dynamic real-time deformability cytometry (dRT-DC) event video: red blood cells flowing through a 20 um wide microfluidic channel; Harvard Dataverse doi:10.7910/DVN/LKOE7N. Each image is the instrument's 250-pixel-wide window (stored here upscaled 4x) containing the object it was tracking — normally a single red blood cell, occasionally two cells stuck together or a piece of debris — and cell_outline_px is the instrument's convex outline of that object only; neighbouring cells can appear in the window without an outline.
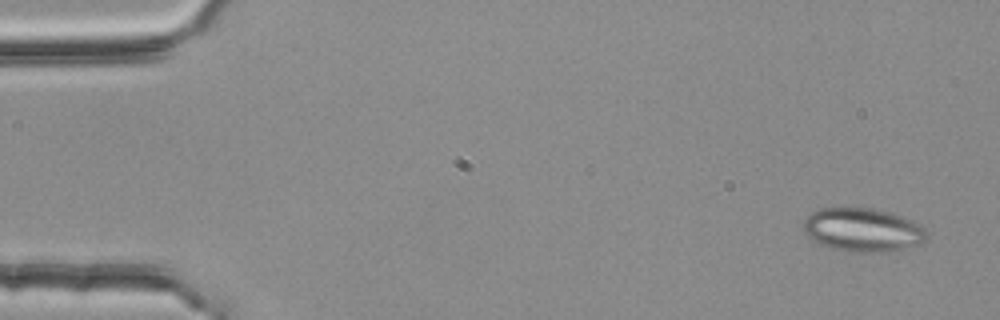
{"species": "common noctule bat (a hibernating species)", "species_latin": "Nyctalus noctula", "temperature_condition": "room temperature", "stored_images_in_passage": 4, "camera_frame_rate_fps": 3000, "um_per_image_px": 0.085, "animal": {"sex": "female", "body_mass_g": 25.1}, "frame": {"image": 1, "passage_image": 1, "time_ms": 0.0, "image_size_px": [1000, 320], "cell_outline_px": [[928, 236], [920, 244], [900, 252], [848, 252], [832, 248], [820, 244], [812, 240], [804, 232], [804, 220], [812, 212], [820, 208], [872, 208], [892, 212], [912, 220], [920, 224], [928, 232]], "centroid_in_image_um": [73.39, 19.56], "position_along_channel_um": 11.6, "area_um2": 31.91}}